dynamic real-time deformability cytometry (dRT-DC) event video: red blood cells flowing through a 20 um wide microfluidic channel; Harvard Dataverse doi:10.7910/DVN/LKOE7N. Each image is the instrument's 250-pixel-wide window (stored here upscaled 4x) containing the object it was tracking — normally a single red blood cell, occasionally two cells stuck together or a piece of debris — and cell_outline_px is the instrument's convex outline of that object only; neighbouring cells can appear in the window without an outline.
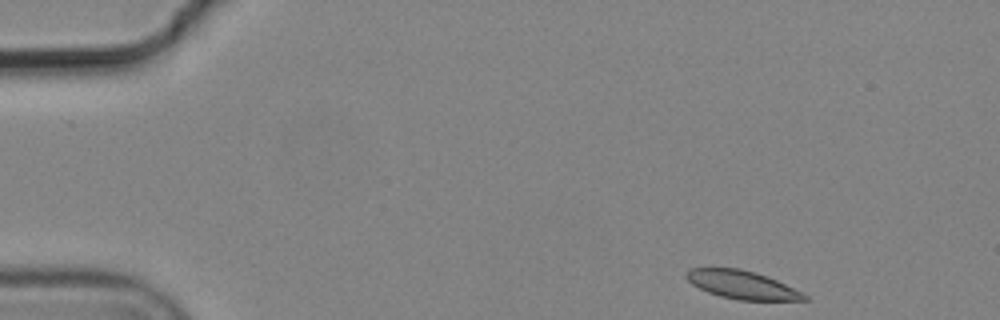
{"species": "common noctule bat (a hibernating species)", "species_latin": "Nyctalus noctula", "temperature_condition": "cold", "stored_images_in_passage": 5, "camera_frame_rate_fps": 3000, "um_per_image_px": 0.085, "animal": {"sex": "male", "body_mass_g": 19.2, "forearm_length_mm": 51.8}, "frame": {"image": 1, "passage_image": 1, "time_ms": 0.0, "image_size_px": [1000, 320], "cell_outline_px": [[808, 300], [736, 300], [720, 296], [708, 292], [692, 284], [684, 276], [688, 268], [740, 268], [756, 272], [768, 276], [808, 296]], "centroid_in_image_um": [63.03, 24.2], "position_along_channel_um": 22.0, "area_um2": 19.31}}
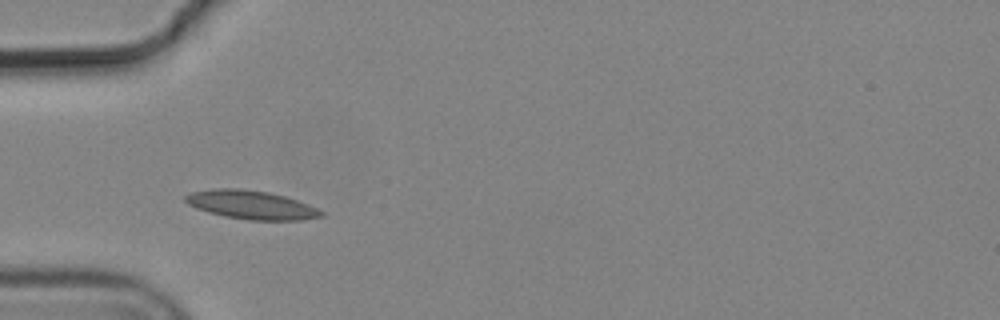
{"frame": {"image": 2, "passage_image": 4, "time_ms": 1.0, "image_size_px": [1000, 320], "cell_outline_px": [[324, 216], [300, 220], [248, 220], [224, 216], [208, 212], [196, 208], [188, 204], [184, 200], [184, 196], [192, 192], [212, 188], [240, 188], [268, 192], [284, 196], [308, 204], [324, 212]], "centroid_in_image_um": [21.33, 17.41], "position_along_channel_um": 63.7, "area_um2": 22.66}}
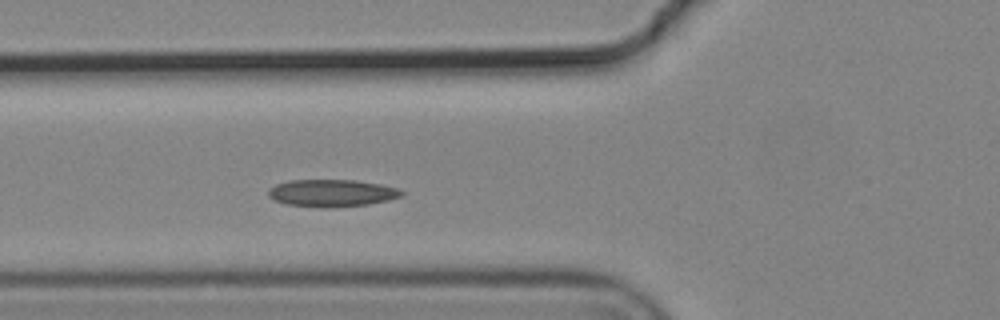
{"frame": {"image": 3, "passage_image": 5, "time_ms": 1.333, "image_size_px": [1000, 320], "cell_outline_px": [[404, 196], [388, 200], [368, 204], [328, 208], [324, 208], [284, 204], [268, 196], [268, 188], [276, 184], [288, 180], [356, 180], [380, 184], [396, 188], [404, 192]], "centroid_in_image_um": [28.19, 16.41], "position_along_channel_um": 97.6, "area_um2": 21.27}}